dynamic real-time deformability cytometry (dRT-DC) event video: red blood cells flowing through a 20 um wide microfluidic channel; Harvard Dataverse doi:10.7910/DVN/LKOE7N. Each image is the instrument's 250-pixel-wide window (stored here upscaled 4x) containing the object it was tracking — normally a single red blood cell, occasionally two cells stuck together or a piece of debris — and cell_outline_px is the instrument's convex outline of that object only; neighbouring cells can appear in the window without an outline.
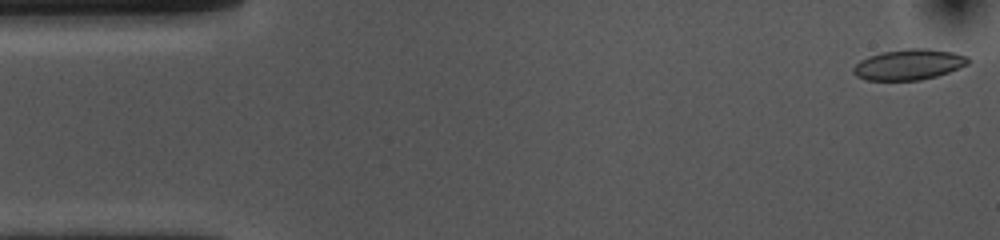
{"species": "common noctule bat (a hibernating species)", "species_latin": "Nyctalus noctula", "temperature_condition": "cold", "stored_images_in_passage": 53, "camera_frame_rate_fps": 3000, "um_per_image_px": 0.085, "animal": {"sex": "female", "body_mass_g": 10.0, "forearm_length_mm": 53.1}, "frame": {"image": 1, "passage_image": 1, "time_ms": 0.0, "image_size_px": [1000, 240], "cell_outline_px": [[972, 60], [968, 64], [948, 72], [936, 76], [920, 80], [864, 80], [856, 76], [852, 72], [852, 68], [860, 60], [868, 56], [884, 52], [908, 48], [928, 48], [952, 52], [968, 56]], "centroid_in_image_um": [77.25, 5.48], "position_along_channel_um": 7.7, "area_um2": 20.58}}
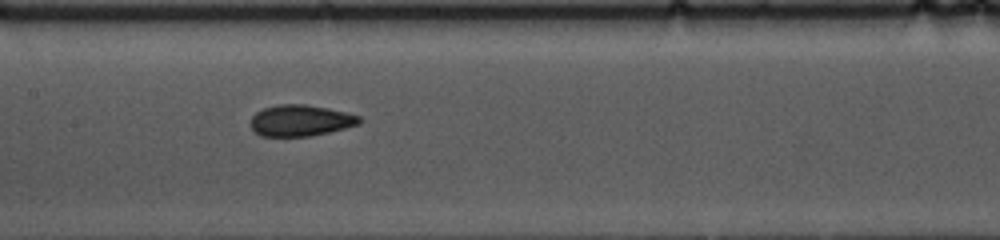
{"frame": {"image": 2, "passage_image": 24, "time_ms": 7.667, "image_size_px": [1000, 240], "cell_outline_px": [[364, 120], [360, 124], [312, 136], [260, 136], [252, 128], [252, 116], [256, 112], [264, 108], [280, 104], [304, 104], [328, 108], [360, 116]], "centroid_in_image_um": [25.57, 10.24], "position_along_channel_um": 181.8, "area_um2": 19.71}}
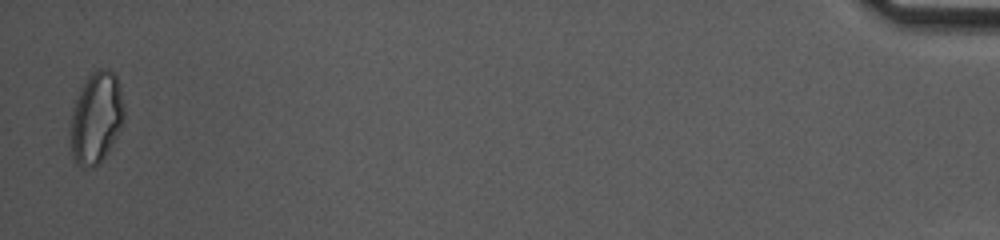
{"frame": {"image": 3, "passage_image": 52, "time_ms": 17.0, "image_size_px": [1000, 240], "cell_outline_px": [[124, 120], [112, 144], [100, 164], [92, 168], [80, 168], [76, 164], [72, 156], [72, 108], [80, 88], [88, 76], [96, 68], [108, 68], [116, 76], [120, 84], [124, 108]], "centroid_in_image_um": [8.19, 10.01], "position_along_channel_um": 427.0, "area_um2": 28.67}, "authors_computed_cell_mechanics": {"area_um2": 20.4034, "velocity_mm_per_s": 3.6783, "shape_relaxation_time_tau1_ms": 6.5154, "shape_relaxation_time_tau2_ms": 2.3544, "deformation_change_tau1": 0.1219, "deformation_change_tau2": 0.0834}}